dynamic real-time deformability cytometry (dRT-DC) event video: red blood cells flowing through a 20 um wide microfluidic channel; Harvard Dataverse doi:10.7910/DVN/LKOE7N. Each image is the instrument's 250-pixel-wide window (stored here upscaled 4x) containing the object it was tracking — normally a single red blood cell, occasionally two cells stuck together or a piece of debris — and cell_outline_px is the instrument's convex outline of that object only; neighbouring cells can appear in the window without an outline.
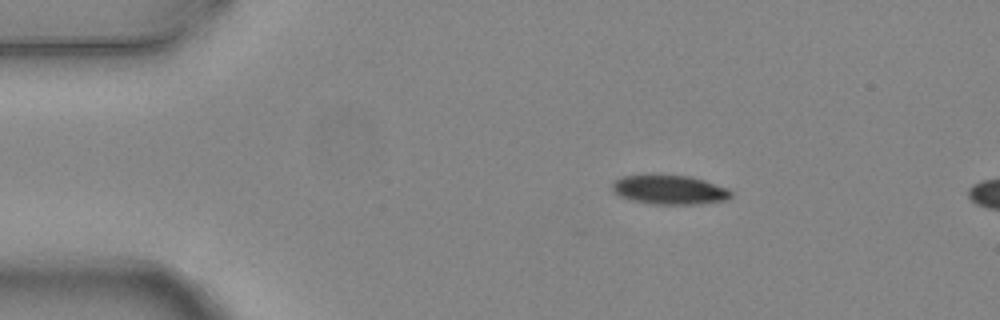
{"species": "common noctule bat (a hibernating species)", "species_latin": "Nyctalus noctula", "temperature_condition": "warm", "stored_images_in_passage": 3, "camera_frame_rate_fps": 3000, "um_per_image_px": 0.085, "animal": {"sex": "female", "body_mass_g": 24.6, "forearm_length_mm": 56.2}, "frame": {"image": 1, "passage_image": 2, "time_ms": 0.333, "image_size_px": [1000, 320], "cell_outline_px": [[732, 196], [728, 200], [696, 204], [648, 204], [628, 200], [612, 192], [612, 180], [620, 176], [656, 172], [692, 176], [728, 188], [732, 192]], "centroid_in_image_um": [56.83, 16.08], "position_along_channel_um": 28.2, "area_um2": 21.39}}